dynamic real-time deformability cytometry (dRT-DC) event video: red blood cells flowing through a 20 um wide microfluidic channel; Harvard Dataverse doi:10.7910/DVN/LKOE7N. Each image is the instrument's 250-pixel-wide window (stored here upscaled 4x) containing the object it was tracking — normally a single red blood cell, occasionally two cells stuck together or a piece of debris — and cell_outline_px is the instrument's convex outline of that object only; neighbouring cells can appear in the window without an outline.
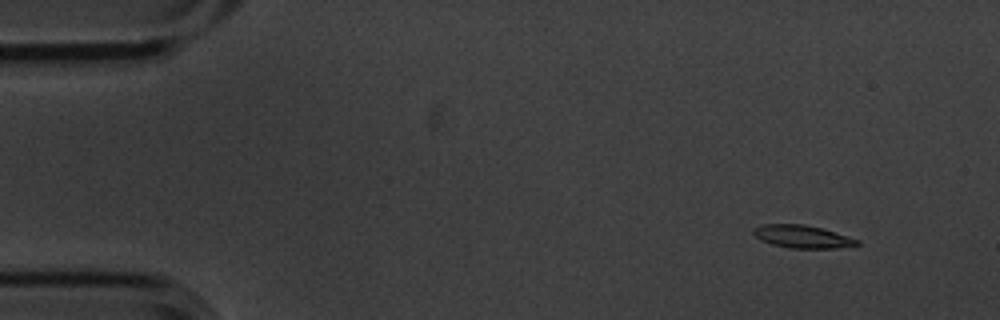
{"species": "common noctule bat (a hibernating species)", "species_latin": "Nyctalus noctula", "temperature_condition": "cold", "stored_images_in_passage": 5, "camera_frame_rate_fps": 3000, "um_per_image_px": 0.085, "animal": {"sex": "male", "body_mass_g": 20.1, "forearm_length_mm": 53.5}, "frame": {"image": 1, "passage_image": 2, "time_ms": 0.333, "image_size_px": [1000, 320], "cell_outline_px": [[860, 244], [856, 248], [788, 248], [772, 244], [756, 236], [752, 232], [752, 228], [764, 224], [804, 224], [820, 228], [860, 240]], "centroid_in_image_um": [68.27, 20.13], "position_along_channel_um": 16.7, "area_um2": 13.81}}
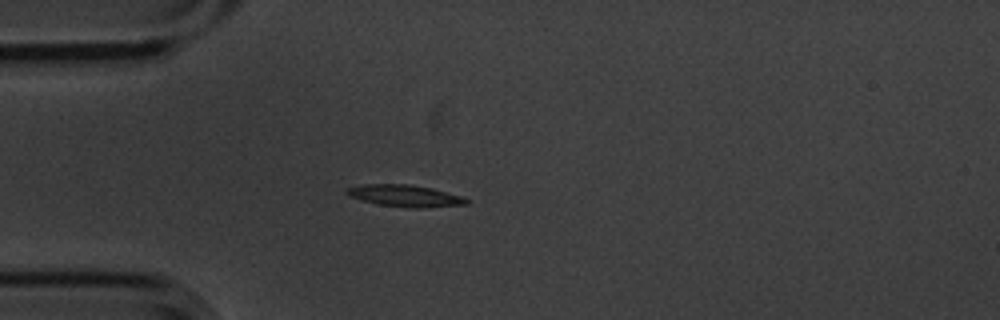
{"frame": {"image": 2, "passage_image": 5, "time_ms": 1.333, "image_size_px": [1000, 320], "cell_outline_px": [[468, 204], [420, 208], [408, 208], [376, 204], [352, 196], [344, 192], [348, 188], [364, 184], [408, 184], [432, 188], [460, 196], [468, 200]], "centroid_in_image_um": [34.43, 16.64], "position_along_channel_um": 50.6, "area_um2": 14.97}}